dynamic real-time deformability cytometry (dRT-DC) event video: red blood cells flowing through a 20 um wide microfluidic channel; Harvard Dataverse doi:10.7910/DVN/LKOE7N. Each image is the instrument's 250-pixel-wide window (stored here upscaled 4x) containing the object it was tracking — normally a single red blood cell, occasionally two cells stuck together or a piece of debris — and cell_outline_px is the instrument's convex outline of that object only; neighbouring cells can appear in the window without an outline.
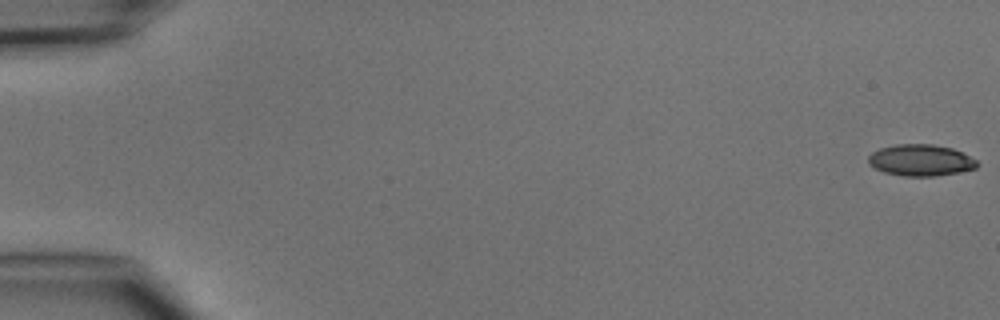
{"species": "common noctule bat (a hibernating species)", "species_latin": "Nyctalus noctula", "temperature_condition": "cold", "stored_images_in_passage": 5, "camera_frame_rate_fps": 3000, "um_per_image_px": 0.085, "animal": {"sex": "male", "body_mass_g": 15.6}, "frame": {"image": 1, "passage_image": 1, "time_ms": 0.0, "image_size_px": [1000, 320], "cell_outline_px": [[980, 164], [976, 168], [936, 176], [904, 176], [884, 172], [868, 164], [868, 156], [872, 152], [880, 148], [896, 144], [932, 144], [952, 148], [976, 160]], "centroid_in_image_um": [78.23, 13.61], "position_along_channel_um": 6.8, "area_um2": 19.83}}
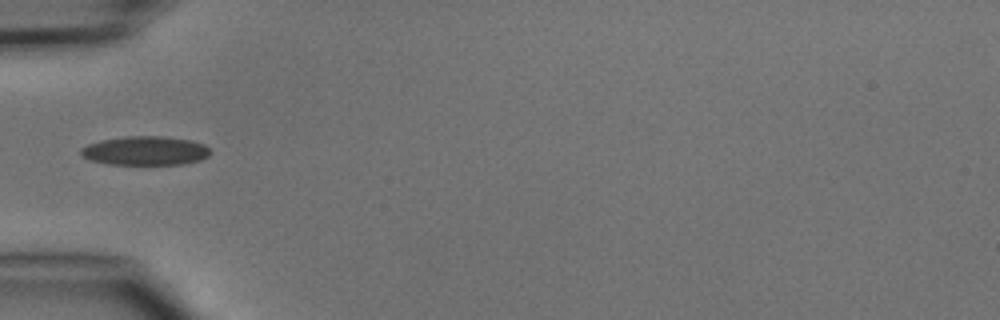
{"frame": {"image": 2, "passage_image": 5, "time_ms": 5.333, "image_size_px": [1000, 320], "cell_outline_px": [[212, 152], [208, 156], [200, 160], [184, 164], [108, 164], [92, 160], [84, 156], [80, 152], [80, 148], [88, 144], [100, 140], [124, 136], [164, 136], [192, 140], [204, 144]], "centroid_in_image_um": [12.38, 12.8], "position_along_channel_um": 72.6, "area_um2": 21.91}}